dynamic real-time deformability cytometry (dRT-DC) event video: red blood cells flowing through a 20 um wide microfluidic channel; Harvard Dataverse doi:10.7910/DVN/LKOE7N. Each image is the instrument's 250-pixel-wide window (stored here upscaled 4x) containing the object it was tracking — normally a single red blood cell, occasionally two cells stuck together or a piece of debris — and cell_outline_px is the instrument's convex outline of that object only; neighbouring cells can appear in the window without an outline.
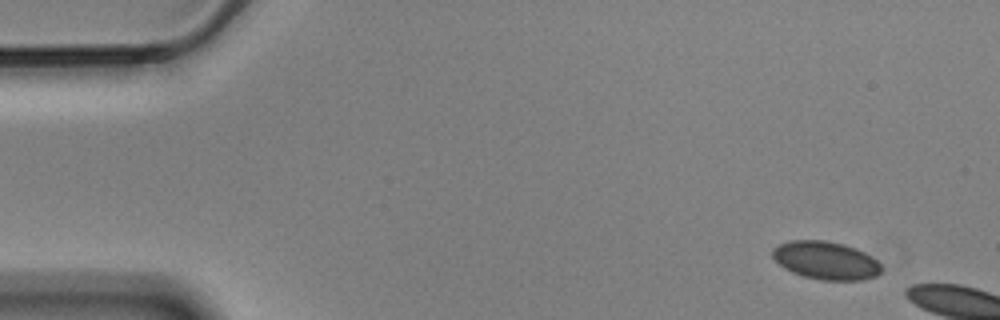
{"species": "Egyptian fruit bat (a non-hibernating species)", "species_latin": "Rousettus aegyptiacus", "temperature_condition": "cold", "stored_images_in_passage": 5, "camera_frame_rate_fps": 3000, "um_per_image_px": 0.085, "animal": {"sex": "male"}, "frame": {"image": 1, "passage_image": 1, "time_ms": 0.0, "image_size_px": [1000, 320], "cell_outline_px": [[880, 272], [876, 276], [860, 280], [820, 280], [804, 276], [792, 272], [784, 268], [772, 256], [772, 248], [780, 244], [792, 240], [824, 240], [844, 244], [856, 248], [864, 252], [876, 260], [880, 264]], "centroid_in_image_um": [70.18, 22.13], "position_along_channel_um": 14.8, "area_um2": 23.99}}